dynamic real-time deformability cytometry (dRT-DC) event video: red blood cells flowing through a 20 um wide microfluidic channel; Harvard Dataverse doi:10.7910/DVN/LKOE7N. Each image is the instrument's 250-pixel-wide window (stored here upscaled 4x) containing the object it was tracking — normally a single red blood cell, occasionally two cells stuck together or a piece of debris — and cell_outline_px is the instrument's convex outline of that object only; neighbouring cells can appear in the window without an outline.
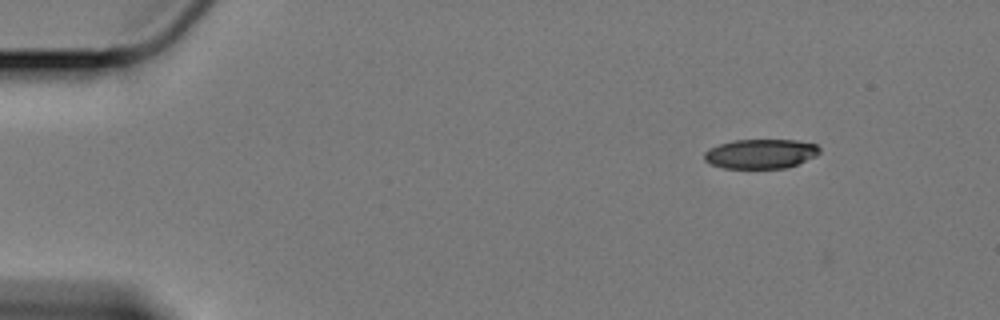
{"species": "Egyptian fruit bat (a non-hibernating species)", "species_latin": "Rousettus aegyptiacus", "temperature_condition": "cold", "stored_images_in_passage": 2, "camera_frame_rate_fps": 3000, "um_per_image_px": 0.085, "animal": {"sex": "female"}, "frame": {"image": 1, "passage_image": 1, "time_ms": 0.0, "image_size_px": [1000, 320], "cell_outline_px": [[820, 152], [816, 156], [788, 168], [724, 168], [712, 164], [704, 160], [704, 152], [708, 148], [732, 140], [796, 140], [816, 144], [820, 148]], "centroid_in_image_um": [64.66, 13.07], "position_along_channel_um": 20.3, "area_um2": 19.88}}